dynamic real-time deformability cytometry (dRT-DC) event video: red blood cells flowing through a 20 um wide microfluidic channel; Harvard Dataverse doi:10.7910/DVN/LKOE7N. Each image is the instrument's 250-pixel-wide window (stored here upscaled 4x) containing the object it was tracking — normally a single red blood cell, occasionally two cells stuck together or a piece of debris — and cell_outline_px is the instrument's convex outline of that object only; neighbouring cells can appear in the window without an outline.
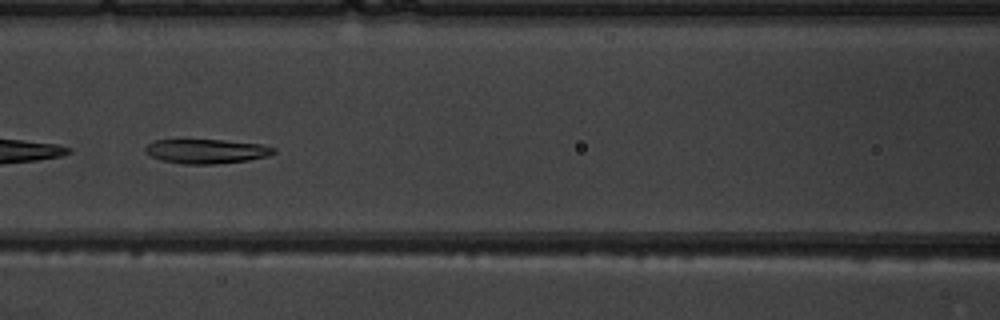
{"species": "common noctule bat (a hibernating species)", "species_latin": "Nyctalus noctula", "temperature_condition": "warm", "stored_images_in_passage": 8, "camera_frame_rate_fps": 3000, "um_per_image_px": 0.085, "animal": {"sex": "male", "body_mass_g": 19.5, "forearm_length_mm": 54.6}, "frame": {"image": 1, "passage_image": 6, "time_ms": 5.667, "image_size_px": [1000, 320], "cell_outline_px": [[276, 152], [268, 156], [248, 160], [216, 164], [184, 164], [160, 160], [152, 156], [144, 148], [148, 144], [156, 140], [224, 140], [264, 144], [276, 148]], "centroid_in_image_um": [17.61, 12.86], "position_along_channel_um": 149.0, "area_um2": 18.21}}
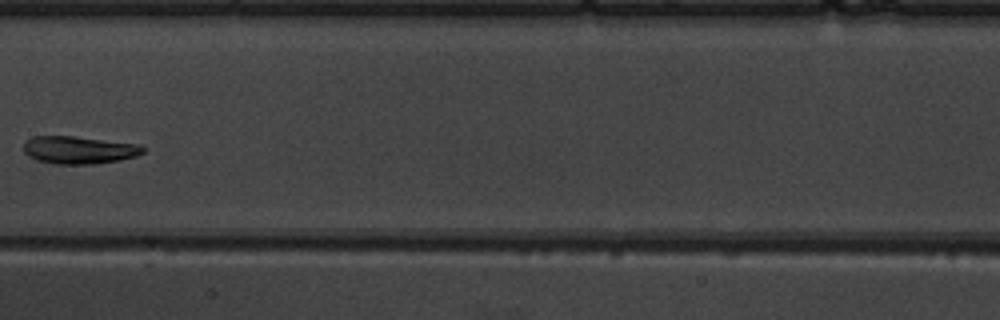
{"frame": {"image": 2, "passage_image": 7, "time_ms": 7.0, "image_size_px": [1000, 320], "cell_outline_px": [[144, 152], [136, 156], [120, 160], [96, 164], [52, 164], [36, 160], [28, 156], [24, 152], [24, 144], [32, 136], [76, 136], [140, 144], [144, 148]], "centroid_in_image_um": [6.72, 12.75], "position_along_channel_um": 200.7, "area_um2": 19.42}}
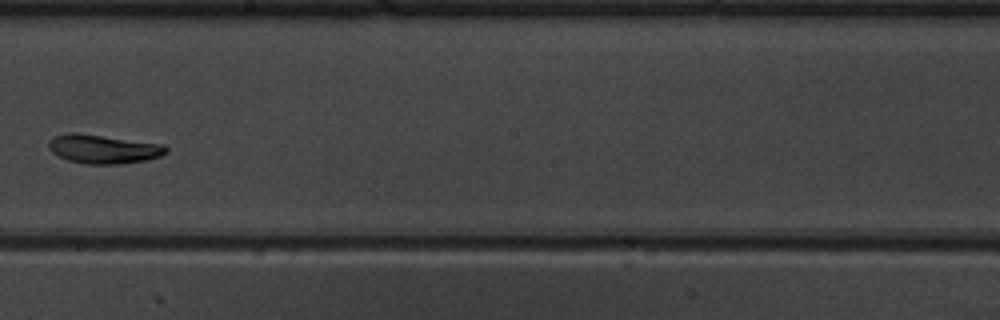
{"frame": {"image": 3, "passage_image": 8, "time_ms": 8.0, "image_size_px": [1000, 320], "cell_outline_px": [[168, 152], [160, 156], [148, 160], [120, 164], [84, 164], [68, 160], [52, 152], [48, 148], [48, 144], [52, 136], [72, 132], [76, 132], [164, 144], [168, 148]], "centroid_in_image_um": [8.8, 12.66], "position_along_channel_um": 239.4, "area_um2": 19.94}}